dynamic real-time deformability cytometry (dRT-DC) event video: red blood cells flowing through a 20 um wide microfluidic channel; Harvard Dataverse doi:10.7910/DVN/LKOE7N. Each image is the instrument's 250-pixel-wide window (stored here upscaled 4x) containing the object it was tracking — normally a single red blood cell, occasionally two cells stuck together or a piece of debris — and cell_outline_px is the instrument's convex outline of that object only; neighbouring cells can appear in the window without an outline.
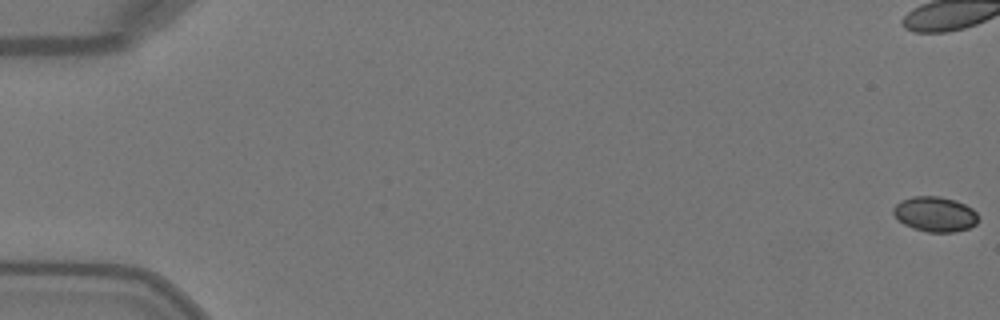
{"species": "Egyptian fruit bat (a non-hibernating species)", "species_latin": "Rousettus aegyptiacus", "temperature_condition": "warm", "stored_images_in_passage": 52, "camera_frame_rate_fps": 3000, "um_per_image_px": 0.085, "animal": {"sex": "female"}, "frame": {"image": 1, "passage_image": 1, "time_ms": 0.0, "image_size_px": [1000, 320], "cell_outline_px": [[980, 216], [976, 224], [968, 228], [952, 232], [928, 232], [912, 228], [904, 224], [892, 212], [892, 208], [900, 200], [912, 196], [940, 196], [956, 200], [972, 208]], "centroid_in_image_um": [79.48, 18.19], "position_along_channel_um": 5.5, "area_um2": 17.46}}